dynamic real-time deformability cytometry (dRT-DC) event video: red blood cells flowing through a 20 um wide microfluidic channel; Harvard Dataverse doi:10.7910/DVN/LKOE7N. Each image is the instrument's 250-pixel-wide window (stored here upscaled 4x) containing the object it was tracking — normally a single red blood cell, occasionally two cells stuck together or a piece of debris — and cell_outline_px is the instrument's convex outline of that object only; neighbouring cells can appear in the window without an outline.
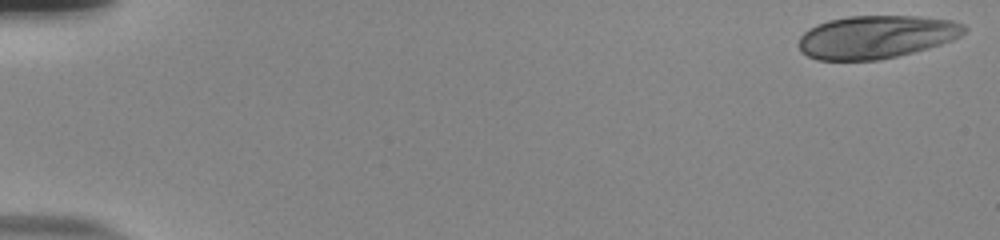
{"species": "human", "species_latin": "Homo sapiens", "temperature_condition": "room temperature", "stored_images_in_passage": 53, "camera_frame_rate_fps": 3000, "um_per_image_px": 0.085, "donor": {"sex": "male"}, "frame": {"image": 1, "passage_image": 1, "time_ms": 0.0, "image_size_px": [1000, 240], "cell_outline_px": [[968, 28], [960, 36], [952, 40], [928, 48], [880, 60], [816, 60], [800, 52], [800, 36], [808, 28], [816, 24], [828, 20], [848, 16], [920, 16], [952, 20], [964, 24]], "centroid_in_image_um": [74.47, 3.13], "position_along_channel_um": 10.5, "area_um2": 41.62}}
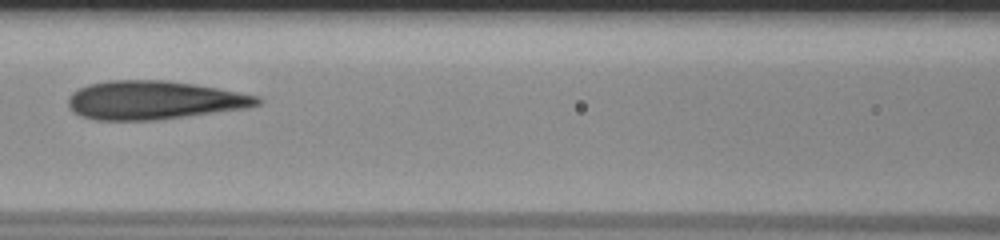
{"frame": {"image": 2, "passage_image": 25, "time_ms": 8.0, "image_size_px": [1000, 240], "cell_outline_px": [[264, 100], [260, 104], [248, 108], [156, 120], [96, 120], [80, 116], [72, 112], [68, 104], [68, 96], [72, 92], [88, 84], [108, 80], [164, 80], [192, 84], [216, 88], [260, 96]], "centroid_in_image_um": [13.07, 8.52], "position_along_channel_um": 153.5, "area_um2": 42.6}}
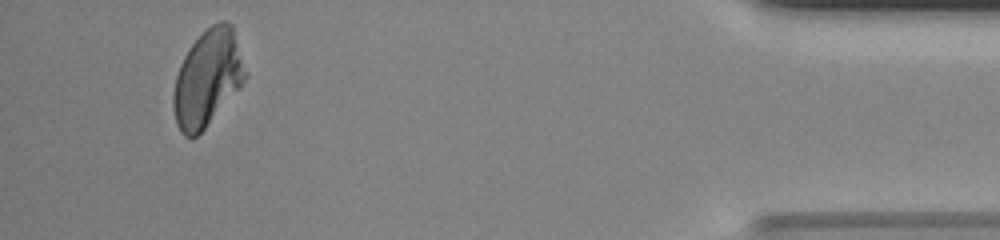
{"frame": {"image": 3, "passage_image": 50, "time_ms": 16.333, "image_size_px": [1000, 240], "cell_outline_px": [[244, 80], [204, 128], [196, 136], [184, 136], [180, 132], [176, 124], [172, 104], [172, 92], [176, 76], [180, 64], [184, 56], [192, 44], [212, 24], [220, 20], [224, 20], [232, 24], [244, 72]], "centroid_in_image_um": [17.56, 6.65], "position_along_channel_um": 417.6, "area_um2": 39.07}, "authors_computed_cell_mechanics": {"area_um2": 41.8472, "velocity_mm_per_s": 3.8846, "shape_relaxation_time_tau1_ms": 8.19, "shape_relaxation_time_tau2_ms": 1.1211, "deformation_change_tau1": 0.2509, "deformation_change_tau2": 0.0501}}